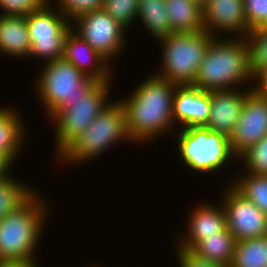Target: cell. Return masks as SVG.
I'll return each mask as SVG.
<instances>
[{
  "instance_id": "1",
  "label": "cell",
  "mask_w": 267,
  "mask_h": 267,
  "mask_svg": "<svg viewBox=\"0 0 267 267\" xmlns=\"http://www.w3.org/2000/svg\"><path fill=\"white\" fill-rule=\"evenodd\" d=\"M139 83L129 96L120 97L119 100L125 109L130 139L135 144L144 145L177 130L173 121L176 85L154 73Z\"/></svg>"
},
{
  "instance_id": "2",
  "label": "cell",
  "mask_w": 267,
  "mask_h": 267,
  "mask_svg": "<svg viewBox=\"0 0 267 267\" xmlns=\"http://www.w3.org/2000/svg\"><path fill=\"white\" fill-rule=\"evenodd\" d=\"M192 85L208 92L253 87L246 39L214 37Z\"/></svg>"
},
{
  "instance_id": "3",
  "label": "cell",
  "mask_w": 267,
  "mask_h": 267,
  "mask_svg": "<svg viewBox=\"0 0 267 267\" xmlns=\"http://www.w3.org/2000/svg\"><path fill=\"white\" fill-rule=\"evenodd\" d=\"M39 192L18 211L0 220V261H40L38 249L40 241H43L44 228L52 216L49 215L52 205L44 198L43 192Z\"/></svg>"
},
{
  "instance_id": "4",
  "label": "cell",
  "mask_w": 267,
  "mask_h": 267,
  "mask_svg": "<svg viewBox=\"0 0 267 267\" xmlns=\"http://www.w3.org/2000/svg\"><path fill=\"white\" fill-rule=\"evenodd\" d=\"M38 72L33 79L36 80L34 92L50 122L68 108L70 102L84 98L99 83L64 58L43 63Z\"/></svg>"
},
{
  "instance_id": "5",
  "label": "cell",
  "mask_w": 267,
  "mask_h": 267,
  "mask_svg": "<svg viewBox=\"0 0 267 267\" xmlns=\"http://www.w3.org/2000/svg\"><path fill=\"white\" fill-rule=\"evenodd\" d=\"M132 143L126 129L125 109L117 98L93 120L55 159L68 166L89 163L119 142ZM118 142V143H117ZM62 162V163H61ZM71 163V164H70ZM73 163V164H72Z\"/></svg>"
},
{
  "instance_id": "6",
  "label": "cell",
  "mask_w": 267,
  "mask_h": 267,
  "mask_svg": "<svg viewBox=\"0 0 267 267\" xmlns=\"http://www.w3.org/2000/svg\"><path fill=\"white\" fill-rule=\"evenodd\" d=\"M175 132L179 159L195 174H217L228 167L229 162L238 161L231 150L229 138L221 133L204 126L180 128Z\"/></svg>"
},
{
  "instance_id": "7",
  "label": "cell",
  "mask_w": 267,
  "mask_h": 267,
  "mask_svg": "<svg viewBox=\"0 0 267 267\" xmlns=\"http://www.w3.org/2000/svg\"><path fill=\"white\" fill-rule=\"evenodd\" d=\"M214 37L205 30L193 33L174 32L158 41L161 69L153 72L175 85H192L206 50Z\"/></svg>"
},
{
  "instance_id": "8",
  "label": "cell",
  "mask_w": 267,
  "mask_h": 267,
  "mask_svg": "<svg viewBox=\"0 0 267 267\" xmlns=\"http://www.w3.org/2000/svg\"><path fill=\"white\" fill-rule=\"evenodd\" d=\"M112 85V81L99 82L84 98L70 102L68 108L49 122L54 131L56 157L112 102L109 98Z\"/></svg>"
},
{
  "instance_id": "9",
  "label": "cell",
  "mask_w": 267,
  "mask_h": 267,
  "mask_svg": "<svg viewBox=\"0 0 267 267\" xmlns=\"http://www.w3.org/2000/svg\"><path fill=\"white\" fill-rule=\"evenodd\" d=\"M26 21L31 43L28 59L46 63L63 58L65 38L72 29L71 21L64 13L52 3H44L26 16Z\"/></svg>"
},
{
  "instance_id": "10",
  "label": "cell",
  "mask_w": 267,
  "mask_h": 267,
  "mask_svg": "<svg viewBox=\"0 0 267 267\" xmlns=\"http://www.w3.org/2000/svg\"><path fill=\"white\" fill-rule=\"evenodd\" d=\"M71 27L111 65L126 50L127 29L103 9L78 16L71 21Z\"/></svg>"
},
{
  "instance_id": "11",
  "label": "cell",
  "mask_w": 267,
  "mask_h": 267,
  "mask_svg": "<svg viewBox=\"0 0 267 267\" xmlns=\"http://www.w3.org/2000/svg\"><path fill=\"white\" fill-rule=\"evenodd\" d=\"M220 192V202L226 213L227 229L236 241L267 235V215L230 183Z\"/></svg>"
},
{
  "instance_id": "12",
  "label": "cell",
  "mask_w": 267,
  "mask_h": 267,
  "mask_svg": "<svg viewBox=\"0 0 267 267\" xmlns=\"http://www.w3.org/2000/svg\"><path fill=\"white\" fill-rule=\"evenodd\" d=\"M267 135V97L254 89L247 95L237 124L229 136V144L239 159Z\"/></svg>"
},
{
  "instance_id": "13",
  "label": "cell",
  "mask_w": 267,
  "mask_h": 267,
  "mask_svg": "<svg viewBox=\"0 0 267 267\" xmlns=\"http://www.w3.org/2000/svg\"><path fill=\"white\" fill-rule=\"evenodd\" d=\"M202 18L204 30L213 37L245 38L250 32L243 0H209Z\"/></svg>"
},
{
  "instance_id": "14",
  "label": "cell",
  "mask_w": 267,
  "mask_h": 267,
  "mask_svg": "<svg viewBox=\"0 0 267 267\" xmlns=\"http://www.w3.org/2000/svg\"><path fill=\"white\" fill-rule=\"evenodd\" d=\"M217 204L208 201L201 203L195 202L194 207L189 211L188 219L186 221L187 228L178 235L180 238L174 247L191 250L199 241L203 240L205 236H212L218 232H222L226 227V213L220 200Z\"/></svg>"
},
{
  "instance_id": "15",
  "label": "cell",
  "mask_w": 267,
  "mask_h": 267,
  "mask_svg": "<svg viewBox=\"0 0 267 267\" xmlns=\"http://www.w3.org/2000/svg\"><path fill=\"white\" fill-rule=\"evenodd\" d=\"M210 92V114L204 127L229 138L232 134L247 95L253 87Z\"/></svg>"
},
{
  "instance_id": "16",
  "label": "cell",
  "mask_w": 267,
  "mask_h": 267,
  "mask_svg": "<svg viewBox=\"0 0 267 267\" xmlns=\"http://www.w3.org/2000/svg\"><path fill=\"white\" fill-rule=\"evenodd\" d=\"M209 114L210 92L193 85H176L173 97V121L177 129L205 126Z\"/></svg>"
},
{
  "instance_id": "17",
  "label": "cell",
  "mask_w": 267,
  "mask_h": 267,
  "mask_svg": "<svg viewBox=\"0 0 267 267\" xmlns=\"http://www.w3.org/2000/svg\"><path fill=\"white\" fill-rule=\"evenodd\" d=\"M63 58L86 76L95 78L99 82L113 80V65L72 29L65 38Z\"/></svg>"
},
{
  "instance_id": "18",
  "label": "cell",
  "mask_w": 267,
  "mask_h": 267,
  "mask_svg": "<svg viewBox=\"0 0 267 267\" xmlns=\"http://www.w3.org/2000/svg\"><path fill=\"white\" fill-rule=\"evenodd\" d=\"M21 115L13 105L0 107V154L5 155L13 164L20 159L27 140V128Z\"/></svg>"
},
{
  "instance_id": "19",
  "label": "cell",
  "mask_w": 267,
  "mask_h": 267,
  "mask_svg": "<svg viewBox=\"0 0 267 267\" xmlns=\"http://www.w3.org/2000/svg\"><path fill=\"white\" fill-rule=\"evenodd\" d=\"M30 49L26 17L0 15V55L28 59Z\"/></svg>"
},
{
  "instance_id": "20",
  "label": "cell",
  "mask_w": 267,
  "mask_h": 267,
  "mask_svg": "<svg viewBox=\"0 0 267 267\" xmlns=\"http://www.w3.org/2000/svg\"><path fill=\"white\" fill-rule=\"evenodd\" d=\"M136 21L158 42L174 33L165 0H139ZM139 18V19H138Z\"/></svg>"
},
{
  "instance_id": "21",
  "label": "cell",
  "mask_w": 267,
  "mask_h": 267,
  "mask_svg": "<svg viewBox=\"0 0 267 267\" xmlns=\"http://www.w3.org/2000/svg\"><path fill=\"white\" fill-rule=\"evenodd\" d=\"M236 239L227 227L212 236H205L190 251L197 257L230 266Z\"/></svg>"
},
{
  "instance_id": "22",
  "label": "cell",
  "mask_w": 267,
  "mask_h": 267,
  "mask_svg": "<svg viewBox=\"0 0 267 267\" xmlns=\"http://www.w3.org/2000/svg\"><path fill=\"white\" fill-rule=\"evenodd\" d=\"M174 32L193 33L204 30L202 9L191 0H165Z\"/></svg>"
},
{
  "instance_id": "23",
  "label": "cell",
  "mask_w": 267,
  "mask_h": 267,
  "mask_svg": "<svg viewBox=\"0 0 267 267\" xmlns=\"http://www.w3.org/2000/svg\"><path fill=\"white\" fill-rule=\"evenodd\" d=\"M30 183L23 182L13 173L3 180H0V220L8 214L18 211L25 205L36 193Z\"/></svg>"
},
{
  "instance_id": "24",
  "label": "cell",
  "mask_w": 267,
  "mask_h": 267,
  "mask_svg": "<svg viewBox=\"0 0 267 267\" xmlns=\"http://www.w3.org/2000/svg\"><path fill=\"white\" fill-rule=\"evenodd\" d=\"M243 171L240 170L241 173H238V175H236L237 173L232 174L234 176H232L231 182L229 181L227 184L230 183L267 215V175Z\"/></svg>"
},
{
  "instance_id": "25",
  "label": "cell",
  "mask_w": 267,
  "mask_h": 267,
  "mask_svg": "<svg viewBox=\"0 0 267 267\" xmlns=\"http://www.w3.org/2000/svg\"><path fill=\"white\" fill-rule=\"evenodd\" d=\"M229 267H267V235L236 241Z\"/></svg>"
},
{
  "instance_id": "26",
  "label": "cell",
  "mask_w": 267,
  "mask_h": 267,
  "mask_svg": "<svg viewBox=\"0 0 267 267\" xmlns=\"http://www.w3.org/2000/svg\"><path fill=\"white\" fill-rule=\"evenodd\" d=\"M249 48V65L255 78L267 68V26L251 30L245 37Z\"/></svg>"
},
{
  "instance_id": "27",
  "label": "cell",
  "mask_w": 267,
  "mask_h": 267,
  "mask_svg": "<svg viewBox=\"0 0 267 267\" xmlns=\"http://www.w3.org/2000/svg\"><path fill=\"white\" fill-rule=\"evenodd\" d=\"M138 4L139 0H103L102 9L129 31L137 19Z\"/></svg>"
},
{
  "instance_id": "28",
  "label": "cell",
  "mask_w": 267,
  "mask_h": 267,
  "mask_svg": "<svg viewBox=\"0 0 267 267\" xmlns=\"http://www.w3.org/2000/svg\"><path fill=\"white\" fill-rule=\"evenodd\" d=\"M242 170L259 175H267V135L246 151L239 159Z\"/></svg>"
},
{
  "instance_id": "29",
  "label": "cell",
  "mask_w": 267,
  "mask_h": 267,
  "mask_svg": "<svg viewBox=\"0 0 267 267\" xmlns=\"http://www.w3.org/2000/svg\"><path fill=\"white\" fill-rule=\"evenodd\" d=\"M51 0L50 3L55 5L70 20H74L78 16L102 9L103 0ZM55 3V4H54Z\"/></svg>"
},
{
  "instance_id": "30",
  "label": "cell",
  "mask_w": 267,
  "mask_h": 267,
  "mask_svg": "<svg viewBox=\"0 0 267 267\" xmlns=\"http://www.w3.org/2000/svg\"><path fill=\"white\" fill-rule=\"evenodd\" d=\"M243 6L250 31L267 26V0H243Z\"/></svg>"
},
{
  "instance_id": "31",
  "label": "cell",
  "mask_w": 267,
  "mask_h": 267,
  "mask_svg": "<svg viewBox=\"0 0 267 267\" xmlns=\"http://www.w3.org/2000/svg\"><path fill=\"white\" fill-rule=\"evenodd\" d=\"M44 2L42 0H0V15L26 17L37 11Z\"/></svg>"
},
{
  "instance_id": "32",
  "label": "cell",
  "mask_w": 267,
  "mask_h": 267,
  "mask_svg": "<svg viewBox=\"0 0 267 267\" xmlns=\"http://www.w3.org/2000/svg\"><path fill=\"white\" fill-rule=\"evenodd\" d=\"M176 261L179 267H229L217 262L208 261L197 257L190 250L183 248H175Z\"/></svg>"
},
{
  "instance_id": "33",
  "label": "cell",
  "mask_w": 267,
  "mask_h": 267,
  "mask_svg": "<svg viewBox=\"0 0 267 267\" xmlns=\"http://www.w3.org/2000/svg\"><path fill=\"white\" fill-rule=\"evenodd\" d=\"M253 89L261 96L267 97V68L254 78Z\"/></svg>"
},
{
  "instance_id": "34",
  "label": "cell",
  "mask_w": 267,
  "mask_h": 267,
  "mask_svg": "<svg viewBox=\"0 0 267 267\" xmlns=\"http://www.w3.org/2000/svg\"><path fill=\"white\" fill-rule=\"evenodd\" d=\"M0 267H41L37 260H8L0 261Z\"/></svg>"
},
{
  "instance_id": "35",
  "label": "cell",
  "mask_w": 267,
  "mask_h": 267,
  "mask_svg": "<svg viewBox=\"0 0 267 267\" xmlns=\"http://www.w3.org/2000/svg\"><path fill=\"white\" fill-rule=\"evenodd\" d=\"M13 164L5 155L0 154V180L5 179L12 173L10 172Z\"/></svg>"
},
{
  "instance_id": "36",
  "label": "cell",
  "mask_w": 267,
  "mask_h": 267,
  "mask_svg": "<svg viewBox=\"0 0 267 267\" xmlns=\"http://www.w3.org/2000/svg\"><path fill=\"white\" fill-rule=\"evenodd\" d=\"M193 3L197 4L201 9L207 4L209 0H191Z\"/></svg>"
},
{
  "instance_id": "37",
  "label": "cell",
  "mask_w": 267,
  "mask_h": 267,
  "mask_svg": "<svg viewBox=\"0 0 267 267\" xmlns=\"http://www.w3.org/2000/svg\"><path fill=\"white\" fill-rule=\"evenodd\" d=\"M89 266H90V267H104V266H101V264H100V265L98 264V266H97V264H95V265H89ZM89 266L86 265V266H84V267H89ZM82 267H83V266H82Z\"/></svg>"
},
{
  "instance_id": "38",
  "label": "cell",
  "mask_w": 267,
  "mask_h": 267,
  "mask_svg": "<svg viewBox=\"0 0 267 267\" xmlns=\"http://www.w3.org/2000/svg\"><path fill=\"white\" fill-rule=\"evenodd\" d=\"M44 3H49L51 0H42Z\"/></svg>"
}]
</instances>
